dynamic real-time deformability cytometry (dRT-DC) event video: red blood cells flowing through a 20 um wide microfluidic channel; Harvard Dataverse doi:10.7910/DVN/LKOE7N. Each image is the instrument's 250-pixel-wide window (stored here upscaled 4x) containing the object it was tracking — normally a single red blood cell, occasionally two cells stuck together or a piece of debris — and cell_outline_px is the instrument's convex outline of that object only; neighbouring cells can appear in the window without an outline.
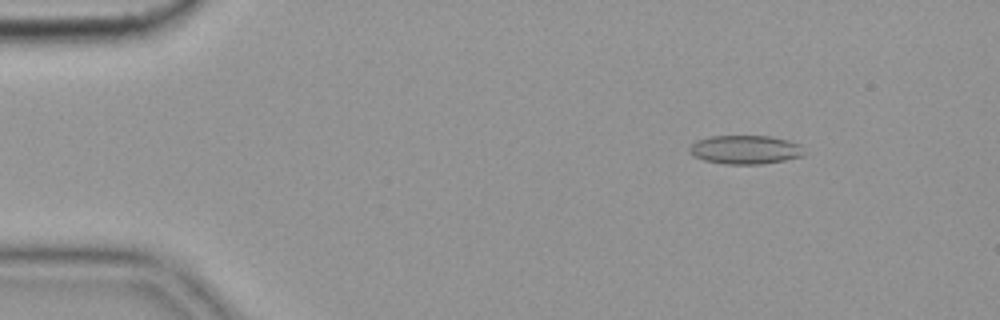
{"species": "common noctule bat (a hibernating species)", "species_latin": "Nyctalus noctula", "temperature_condition": "cold", "stored_images_in_passage": 56, "camera_frame_rate_fps": 3000, "um_per_image_px": 0.085, "animal": {"sex": "female", "body_mass_g": 19.9}, "frame": {"image": 1, "passage_image": 8, "time_ms": 2.333, "image_size_px": [1000, 320], "cell_outline_px": [[808, 152], [804, 156], [784, 160], [760, 164], [724, 164], [704, 160], [692, 156], [688, 152], [688, 148], [696, 140], [708, 136], [768, 136], [788, 140], [800, 144]], "centroid_in_image_um": [63.35, 12.72], "position_along_channel_um": 21.6, "area_um2": 19.54}}
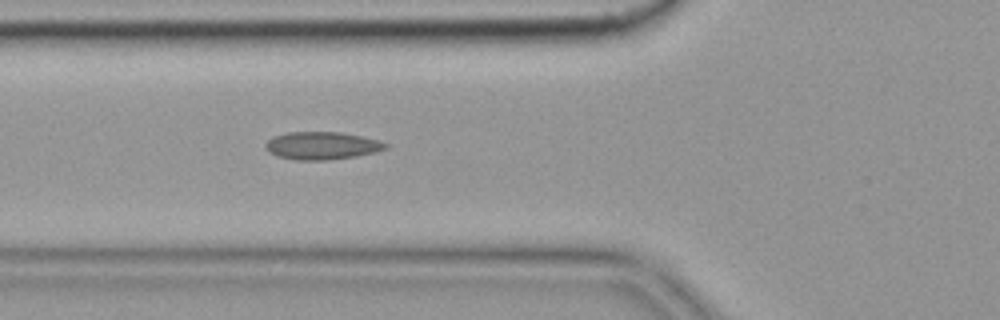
{"frame": {"image": 2, "passage_image": 21, "time_ms": 6.667, "image_size_px": [1000, 320], "cell_outline_px": [[388, 148], [376, 152], [356, 156], [328, 160], [296, 160], [276, 156], [268, 152], [264, 148], [264, 144], [272, 136], [288, 132], [340, 132], [380, 140], [388, 144]], "centroid_in_image_um": [27.34, 12.38], "position_along_channel_um": 98.5, "area_um2": 19.59}}
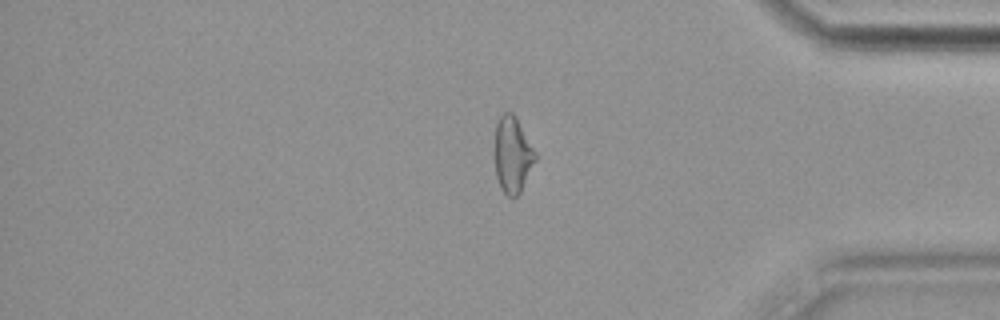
{"frame": {"image": 3, "passage_image": 47, "time_ms": 15.333, "image_size_px": [1000, 320], "cell_outline_px": [[536, 160], [520, 192], [516, 196], [508, 196], [500, 188], [496, 176], [492, 152], [492, 148], [496, 124], [500, 116], [504, 112], [512, 112], [516, 116], [536, 152]], "centroid_in_image_um": [43.52, 13.12], "position_along_channel_um": 391.7, "area_um2": 18.55}, "authors_computed_cell_mechanics": {"area_um2": 19.074, "velocity_mm_per_s": 3.6261, "shape_relaxation_time_tau1_ms": null, "shape_relaxation_time_tau2_ms": 1.6398, "deformation_change_tau1": null, "deformation_change_tau2": 0.0935}}